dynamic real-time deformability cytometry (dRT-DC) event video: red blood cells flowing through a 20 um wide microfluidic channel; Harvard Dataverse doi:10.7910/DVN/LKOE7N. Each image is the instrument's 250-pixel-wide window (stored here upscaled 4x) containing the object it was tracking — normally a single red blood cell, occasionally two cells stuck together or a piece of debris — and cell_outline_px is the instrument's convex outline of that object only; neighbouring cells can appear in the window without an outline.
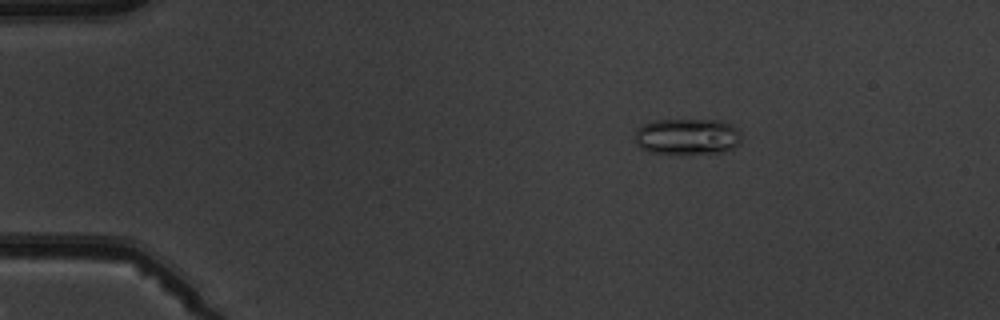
{"species": "common noctule bat (a hibernating species)", "species_latin": "Nyctalus noctula", "temperature_condition": "warm", "stored_images_in_passage": 3, "camera_frame_rate_fps": 3000, "um_per_image_px": 0.085, "animal": {"sex": "male", "body_mass_g": 19.5, "forearm_length_mm": 54.6}, "frame": {"image": 1, "passage_image": 1, "time_ms": 0.0, "image_size_px": [1000, 320], "cell_outline_px": [[740, 140], [732, 148], [724, 152], [680, 156], [648, 152], [640, 148], [636, 144], [636, 128], [644, 124], [656, 120], [720, 120], [732, 124], [740, 132]], "centroid_in_image_um": [58.39, 11.64], "position_along_channel_um": 26.6, "area_um2": 23.12}}